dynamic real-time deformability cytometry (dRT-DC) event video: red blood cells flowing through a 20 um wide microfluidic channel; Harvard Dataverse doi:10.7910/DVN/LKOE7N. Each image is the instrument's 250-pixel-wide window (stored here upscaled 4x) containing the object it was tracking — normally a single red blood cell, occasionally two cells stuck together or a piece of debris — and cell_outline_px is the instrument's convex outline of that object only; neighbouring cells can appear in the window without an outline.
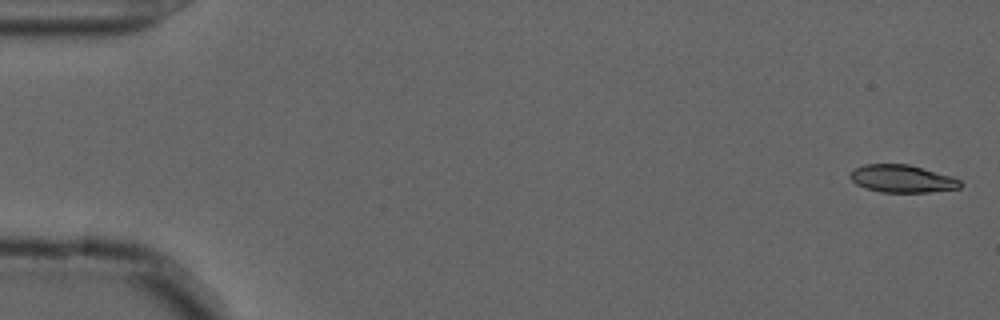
{"species": "common noctule bat (a hibernating species)", "species_latin": "Nyctalus noctula", "temperature_condition": "cold", "stored_images_in_passage": 10, "camera_frame_rate_fps": 3000, "um_per_image_px": 0.085, "animal": {"sex": "male", "forearm_length_mm": 52.5}, "frame": {"image": 1, "passage_image": 1, "time_ms": 0.0, "image_size_px": [1000, 320], "cell_outline_px": [[964, 184], [960, 188], [928, 192], [880, 192], [864, 188], [856, 184], [848, 176], [856, 168], [864, 164], [908, 164], [952, 176], [960, 180]], "centroid_in_image_um": [76.69, 15.19], "position_along_channel_um": 8.3, "area_um2": 17.74}}